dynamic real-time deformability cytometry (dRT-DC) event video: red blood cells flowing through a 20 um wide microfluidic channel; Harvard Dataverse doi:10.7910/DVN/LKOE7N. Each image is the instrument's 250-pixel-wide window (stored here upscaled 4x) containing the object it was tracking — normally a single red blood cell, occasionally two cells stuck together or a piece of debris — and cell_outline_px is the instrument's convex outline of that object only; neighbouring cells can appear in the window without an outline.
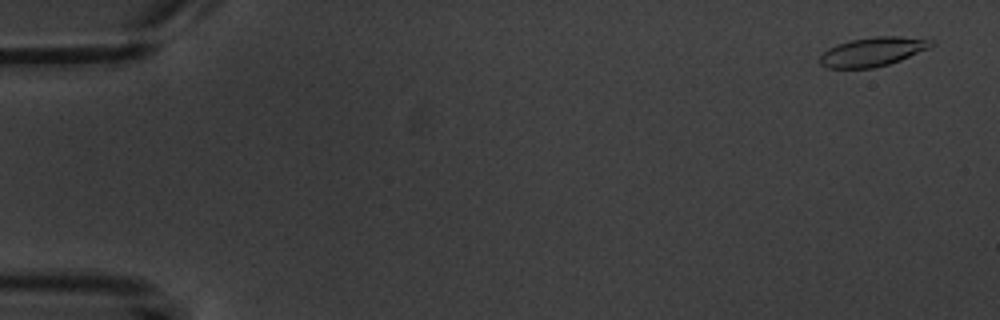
{"species": "common noctule bat (a hibernating species)", "species_latin": "Nyctalus noctula", "temperature_condition": "warm", "stored_images_in_passage": 6, "segment_of_instrument_passage": [2, 2], "camera_frame_rate_fps": 3000, "um_per_image_px": 0.085, "animal": {"sex": "male", "body_mass_g": 20.1, "forearm_length_mm": 53.5}, "frame": {"image": 1, "passage_image": 6, "time_ms": 6.0, "image_size_px": [1000, 320], "cell_outline_px": [[936, 44], [928, 48], [900, 60], [888, 64], [872, 68], [828, 68], [820, 64], [820, 56], [828, 48], [836, 44], [852, 40], [876, 36], [900, 36], [936, 40]], "centroid_in_image_um": [74.19, 4.39], "position_along_channel_um": 10.8, "area_um2": 18.79}}